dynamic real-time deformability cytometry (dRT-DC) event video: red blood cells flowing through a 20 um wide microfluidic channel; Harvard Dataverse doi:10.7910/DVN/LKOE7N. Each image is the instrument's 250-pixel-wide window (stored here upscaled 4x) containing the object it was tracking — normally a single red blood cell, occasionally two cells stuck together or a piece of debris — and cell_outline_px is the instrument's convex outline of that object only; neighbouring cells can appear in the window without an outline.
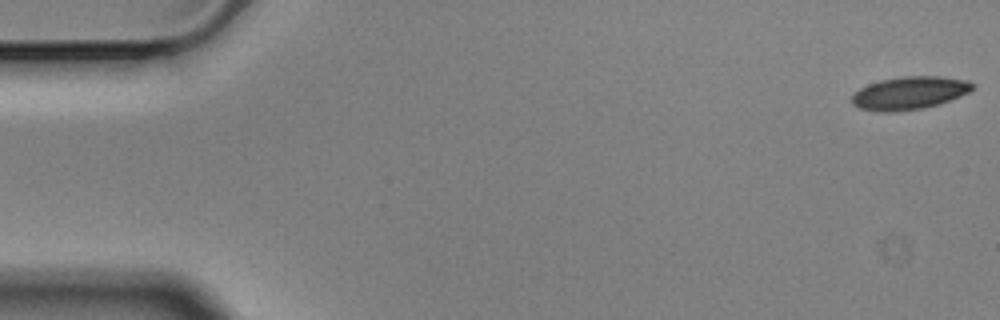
{"species": "Egyptian fruit bat (a non-hibernating species)", "species_latin": "Rousettus aegyptiacus", "temperature_condition": "cold", "stored_images_in_passage": 6, "camera_frame_rate_fps": 3000, "um_per_image_px": 0.085, "animal": {"sex": "male"}, "frame": {"image": 1, "passage_image": 1, "time_ms": 0.0, "image_size_px": [1000, 320], "cell_outline_px": [[976, 84], [968, 92], [960, 96], [940, 104], [924, 108], [896, 112], [876, 112], [860, 108], [852, 104], [852, 96], [860, 88], [868, 84], [880, 80], [904, 76], [940, 76], [968, 80]], "centroid_in_image_um": [77.31, 7.91], "position_along_channel_um": 7.7, "area_um2": 23.29}}
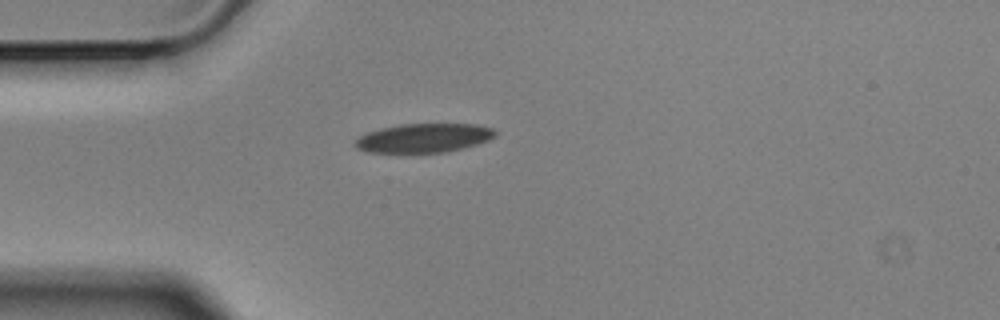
{"frame": {"image": 2, "passage_image": 5, "time_ms": 1.333, "image_size_px": [1000, 320], "cell_outline_px": [[496, 136], [488, 140], [476, 144], [444, 152], [368, 152], [356, 148], [356, 140], [360, 136], [368, 132], [380, 128], [400, 124], [476, 124], [492, 128], [496, 132]], "centroid_in_image_um": [36.02, 11.72], "position_along_channel_um": 49.0, "area_um2": 23.35}}